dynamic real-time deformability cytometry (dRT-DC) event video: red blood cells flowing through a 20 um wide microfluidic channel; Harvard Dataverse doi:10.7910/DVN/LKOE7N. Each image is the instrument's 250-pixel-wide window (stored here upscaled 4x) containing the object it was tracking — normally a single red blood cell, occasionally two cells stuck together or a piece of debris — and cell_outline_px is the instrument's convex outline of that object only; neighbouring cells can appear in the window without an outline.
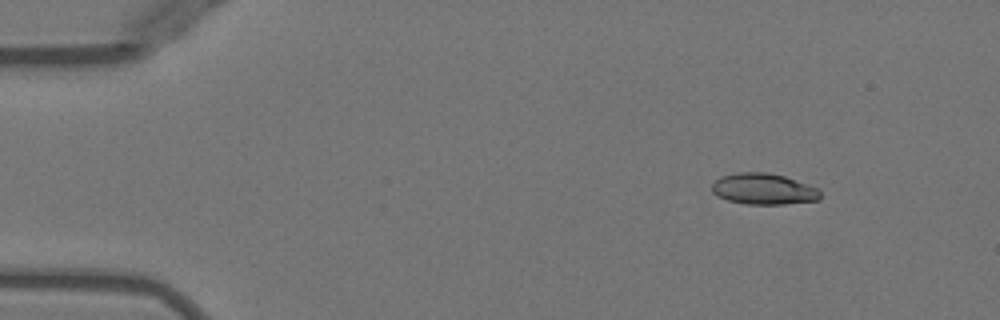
{"species": "Egyptian fruit bat (a non-hibernating species)", "species_latin": "Rousettus aegyptiacus", "temperature_condition": "warm", "stored_images_in_passage": 46, "camera_frame_rate_fps": 3000, "um_per_image_px": 0.085, "animal": {"sex": "female"}, "frame": {"image": 1, "passage_image": 1, "time_ms": 0.0, "image_size_px": [1000, 320], "cell_outline_px": [[820, 200], [784, 204], [744, 204], [728, 200], [716, 196], [712, 192], [712, 184], [720, 176], [736, 172], [768, 172], [784, 176], [820, 188]], "centroid_in_image_um": [64.9, 16.06], "position_along_channel_um": 20.1, "area_um2": 19.88}}
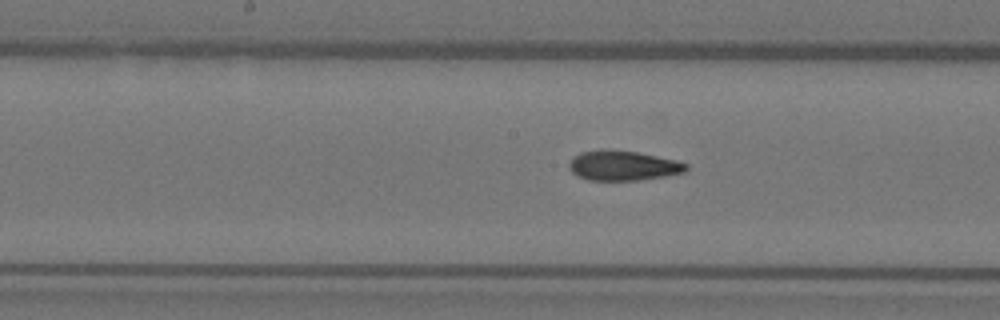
{"frame": {"image": 2, "passage_image": 21, "time_ms": 6.667, "image_size_px": [1000, 320], "cell_outline_px": [[688, 168], [684, 172], [664, 176], [636, 180], [588, 180], [576, 176], [568, 168], [568, 164], [572, 156], [580, 152], [600, 148], [636, 152], [676, 160], [688, 164]], "centroid_in_image_um": [52.88, 14.06], "position_along_channel_um": 195.3, "area_um2": 20.52}}
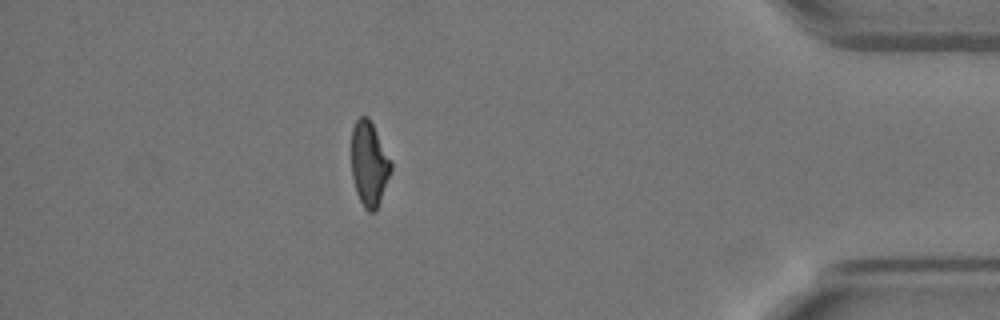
{"frame": {"image": 3, "passage_image": 40, "time_ms": 13.0, "image_size_px": [1000, 320], "cell_outline_px": [[392, 172], [376, 212], [368, 212], [364, 208], [356, 192], [352, 176], [352, 128], [356, 120], [360, 116], [368, 116], [392, 160]], "centroid_in_image_um": [31.4, 13.95], "position_along_channel_um": 403.8, "area_um2": 19.77}, "authors_computed_cell_mechanics": {"area_um2": 20.3456, "velocity_mm_per_s": 3.9881, "shape_relaxation_time_tau1_ms": 4.529, "shape_relaxation_time_tau2_ms": 1.9121, "deformation_change_tau1": 0.1942, "deformation_change_tau2": 0.0986}}